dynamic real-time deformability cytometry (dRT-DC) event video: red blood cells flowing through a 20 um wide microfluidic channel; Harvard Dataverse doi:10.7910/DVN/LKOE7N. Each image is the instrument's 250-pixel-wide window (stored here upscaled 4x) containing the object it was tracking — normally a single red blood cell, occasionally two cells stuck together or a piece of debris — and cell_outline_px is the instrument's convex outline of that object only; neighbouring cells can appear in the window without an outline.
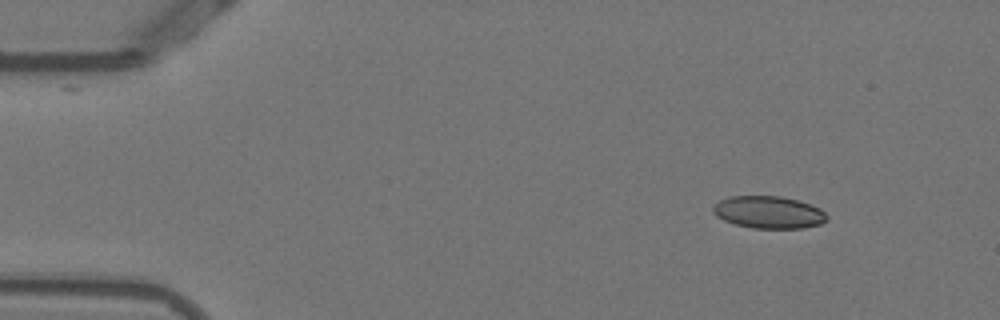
{"species": "Egyptian fruit bat (a non-hibernating species)", "species_latin": "Rousettus aegyptiacus", "temperature_condition": "warm", "stored_images_in_passage": 47, "camera_frame_rate_fps": 3000, "um_per_image_px": 0.085, "animal": {"sex": "female"}, "frame": {"image": 1, "passage_image": 1, "time_ms": 0.0, "image_size_px": [1000, 320], "cell_outline_px": [[828, 220], [820, 224], [804, 228], [752, 228], [736, 224], [724, 220], [716, 216], [712, 212], [712, 208], [720, 200], [732, 196], [780, 196], [800, 200], [820, 208], [828, 216]], "centroid_in_image_um": [65.36, 18.04], "position_along_channel_um": 19.6, "area_um2": 21.5}}
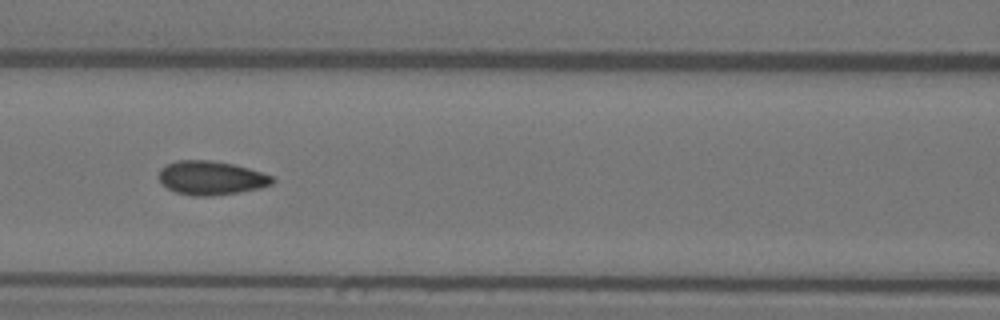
{"frame": {"image": 2, "passage_image": 18, "time_ms": 5.667, "image_size_px": [1000, 320], "cell_outline_px": [[276, 180], [272, 184], [260, 188], [212, 196], [192, 196], [176, 192], [168, 188], [160, 180], [160, 168], [176, 160], [208, 160], [232, 164], [248, 168], [272, 176]], "centroid_in_image_um": [17.95, 15.12], "position_along_channel_um": 148.7, "area_um2": 22.14}}
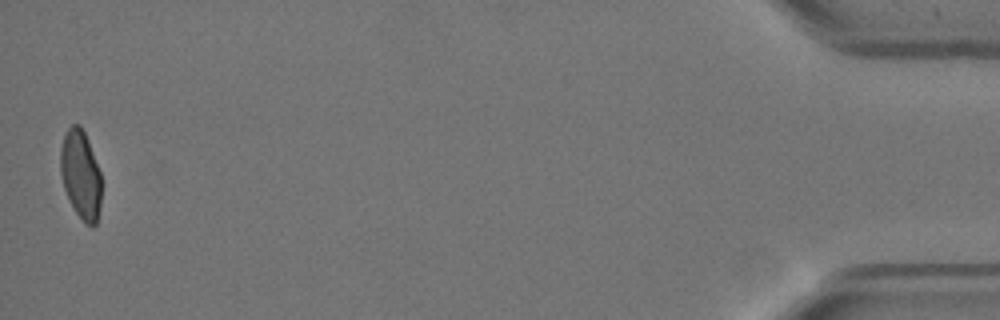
{"frame": {"image": 3, "passage_image": 47, "time_ms": 15.333, "image_size_px": [1000, 320], "cell_outline_px": [[100, 204], [96, 224], [92, 228], [84, 224], [68, 200], [64, 188], [60, 172], [60, 148], [64, 136], [68, 128], [72, 124], [80, 124], [88, 140], [100, 172]], "centroid_in_image_um": [6.84, 14.86], "position_along_channel_um": 428.4, "area_um2": 21.21}, "authors_computed_cell_mechanics": {"area_um2": 21.964, "velocity_mm_per_s": 3.8432, "shape_relaxation_time_tau1_ms": 6.3443, "shape_relaxation_time_tau2_ms": 0.7617, "deformation_change_tau1": 0.1814, "deformation_change_tau2": 0.0547}}